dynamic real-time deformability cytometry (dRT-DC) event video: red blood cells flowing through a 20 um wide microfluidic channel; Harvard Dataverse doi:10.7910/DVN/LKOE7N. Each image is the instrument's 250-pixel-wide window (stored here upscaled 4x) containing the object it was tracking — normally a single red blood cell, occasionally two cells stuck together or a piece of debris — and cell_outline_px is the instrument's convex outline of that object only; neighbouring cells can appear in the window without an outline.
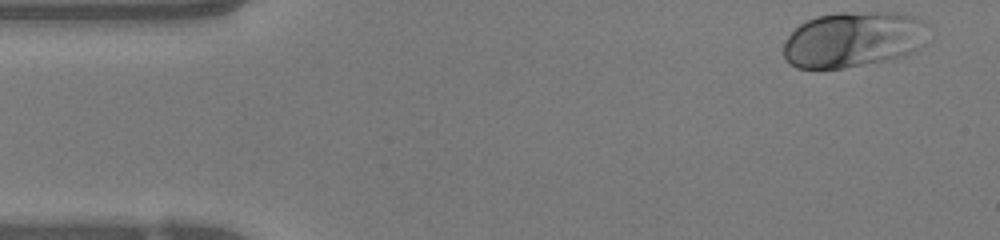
{"species": "human", "species_latin": "Homo sapiens", "temperature_condition": "warm", "stored_images_in_passage": 47, "camera_frame_rate_fps": 3000, "um_per_image_px": 0.085, "donor": {"sex": "female"}, "frame": {"image": 1, "passage_image": 1, "time_ms": 0.0, "image_size_px": [1000, 240], "cell_outline_px": [[924, 24], [916, 52], [896, 60], [844, 68], [796, 68], [784, 56], [784, 40], [800, 24], [816, 16], [840, 12], [900, 12], [924, 20]], "centroid_in_image_um": [72.49, 3.36], "position_along_channel_um": 12.5, "area_um2": 46.88}}
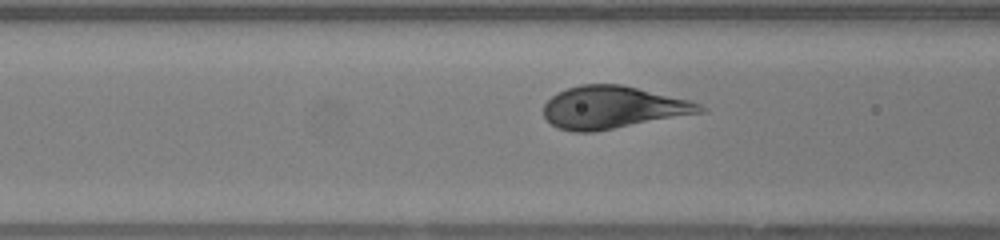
{"frame": {"image": 2, "passage_image": 16, "time_ms": 5.0, "image_size_px": [1000, 240], "cell_outline_px": [[708, 108], [704, 112], [596, 132], [572, 132], [556, 128], [544, 116], [544, 104], [552, 96], [568, 88], [580, 84], [620, 84], [688, 100], [700, 104]], "centroid_in_image_um": [52.08, 9.15], "position_along_channel_um": 114.5, "area_um2": 38.55}}
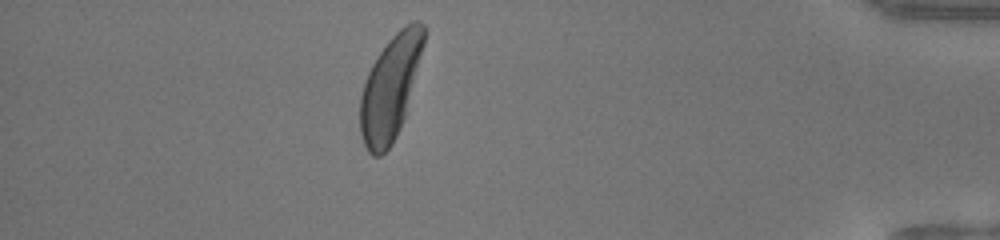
{"frame": {"image": 3, "passage_image": 41, "time_ms": 13.333, "image_size_px": [1000, 240], "cell_outline_px": [[428, 32], [404, 120], [392, 144], [380, 156], [372, 156], [368, 152], [364, 144], [360, 132], [360, 96], [368, 72], [372, 64], [388, 40], [404, 24], [412, 20], [420, 20], [424, 24]], "centroid_in_image_um": [33.21, 7.4], "position_along_channel_um": 402.0, "area_um2": 38.96}, "authors_computed_cell_mechanics": {"area_um2": 39.304, "velocity_mm_per_s": 4.0595, "shape_relaxation_time_tau1_ms": 1.8457, "shape_relaxation_time_tau2_ms": null, "deformation_change_tau1": 0.148, "deformation_change_tau2": null}}